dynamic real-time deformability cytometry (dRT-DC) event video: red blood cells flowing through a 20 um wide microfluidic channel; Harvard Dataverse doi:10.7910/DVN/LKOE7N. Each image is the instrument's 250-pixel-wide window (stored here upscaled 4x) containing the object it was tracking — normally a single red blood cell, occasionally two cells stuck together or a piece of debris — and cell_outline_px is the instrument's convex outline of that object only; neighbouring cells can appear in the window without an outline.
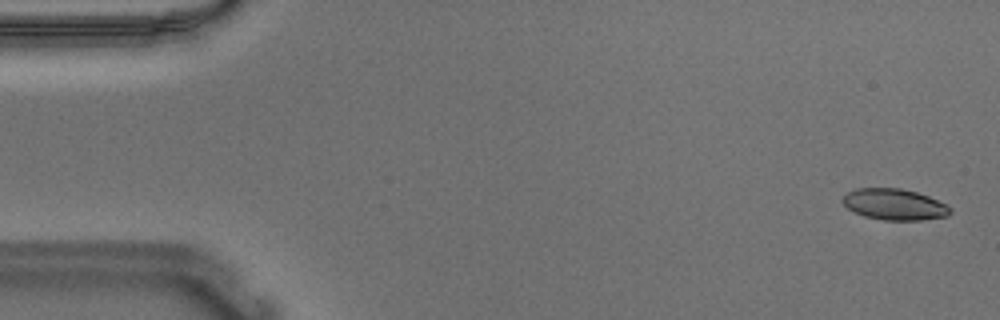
{"species": "Egyptian fruit bat (a non-hibernating species)", "species_latin": "Rousettus aegyptiacus", "temperature_condition": "warm", "stored_images_in_passage": 55, "camera_frame_rate_fps": 3000, "um_per_image_px": 0.085, "animal": {"sex": "male"}, "frame": {"image": 1, "passage_image": 2, "time_ms": 0.333, "image_size_px": [1000, 320], "cell_outline_px": [[952, 212], [948, 216], [920, 220], [884, 220], [864, 216], [848, 208], [840, 200], [848, 192], [856, 188], [900, 188], [916, 192], [928, 196], [948, 204], [952, 208]], "centroid_in_image_um": [76.06, 17.37], "position_along_channel_um": 8.9, "area_um2": 19.59}}
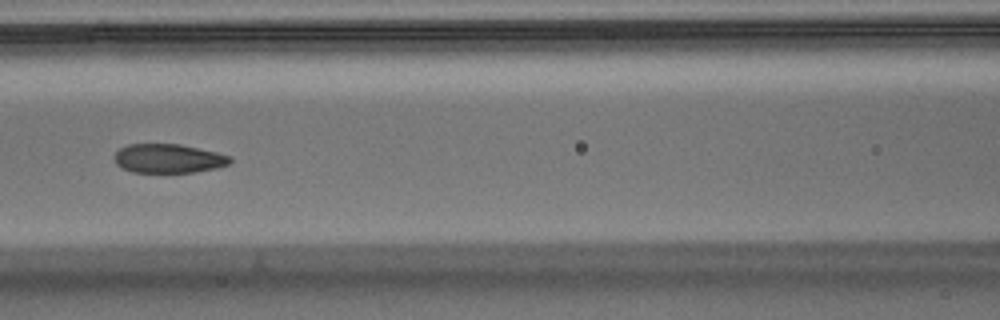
{"frame": {"image": 2, "passage_image": 24, "time_ms": 7.667, "image_size_px": [1000, 320], "cell_outline_px": [[232, 160], [228, 164], [216, 168], [192, 172], [132, 172], [116, 164], [112, 156], [120, 148], [128, 144], [180, 144], [216, 152], [232, 156]], "centroid_in_image_um": [14.3, 13.46], "position_along_channel_um": 152.3, "area_um2": 19.54}}
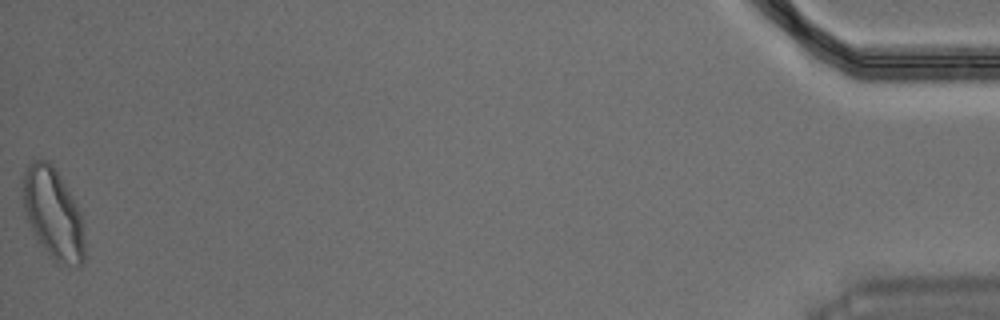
{"frame": {"image": 3, "passage_image": 55, "time_ms": 18.0, "image_size_px": [1000, 320], "cell_outline_px": [[84, 260], [80, 268], [76, 268], [60, 264], [44, 248], [36, 236], [24, 212], [20, 196], [24, 172], [28, 164], [36, 160], [48, 160], [52, 164], [60, 176], [76, 204], [80, 212], [84, 240]], "centroid_in_image_um": [4.5, 18.15], "position_along_channel_um": 430.7, "area_um2": 32.6}, "authors_computed_cell_mechanics": {"area_um2": 21.0392, "velocity_mm_per_s": 3.6638, "shape_relaxation_time_tau1_ms": 5.4056, "shape_relaxation_time_tau2_ms": 1.3442, "deformation_change_tau1": 0.1698, "deformation_change_tau2": 0.0578}}